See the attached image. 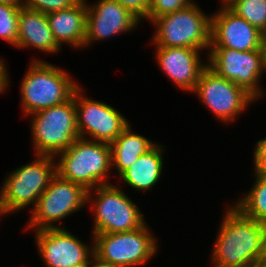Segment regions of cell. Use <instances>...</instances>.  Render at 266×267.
<instances>
[{"mask_svg":"<svg viewBox=\"0 0 266 267\" xmlns=\"http://www.w3.org/2000/svg\"><path fill=\"white\" fill-rule=\"evenodd\" d=\"M265 1V35H266V0H264Z\"/></svg>","mask_w":266,"mask_h":267,"instance_id":"obj_35","label":"cell"},{"mask_svg":"<svg viewBox=\"0 0 266 267\" xmlns=\"http://www.w3.org/2000/svg\"><path fill=\"white\" fill-rule=\"evenodd\" d=\"M79 0H24V7L45 14L67 9Z\"/></svg>","mask_w":266,"mask_h":267,"instance_id":"obj_25","label":"cell"},{"mask_svg":"<svg viewBox=\"0 0 266 267\" xmlns=\"http://www.w3.org/2000/svg\"><path fill=\"white\" fill-rule=\"evenodd\" d=\"M32 158L11 170L0 184V208L4 217L27 208L31 211L56 175L54 156L34 154Z\"/></svg>","mask_w":266,"mask_h":267,"instance_id":"obj_4","label":"cell"},{"mask_svg":"<svg viewBox=\"0 0 266 267\" xmlns=\"http://www.w3.org/2000/svg\"><path fill=\"white\" fill-rule=\"evenodd\" d=\"M262 52H263V65H264V72L266 74V35H264L263 44H262Z\"/></svg>","mask_w":266,"mask_h":267,"instance_id":"obj_33","label":"cell"},{"mask_svg":"<svg viewBox=\"0 0 266 267\" xmlns=\"http://www.w3.org/2000/svg\"><path fill=\"white\" fill-rule=\"evenodd\" d=\"M191 94H194L203 106L205 105L215 120L225 126L235 124L241 115L248 112L251 105L258 102L244 88L219 76L209 66L202 71Z\"/></svg>","mask_w":266,"mask_h":267,"instance_id":"obj_10","label":"cell"},{"mask_svg":"<svg viewBox=\"0 0 266 267\" xmlns=\"http://www.w3.org/2000/svg\"><path fill=\"white\" fill-rule=\"evenodd\" d=\"M66 228L31 231L44 267H86L94 255L93 236L88 244Z\"/></svg>","mask_w":266,"mask_h":267,"instance_id":"obj_13","label":"cell"},{"mask_svg":"<svg viewBox=\"0 0 266 267\" xmlns=\"http://www.w3.org/2000/svg\"><path fill=\"white\" fill-rule=\"evenodd\" d=\"M87 192L82 185L56 174L30 211L24 231L65 228L62 222L66 218L73 217L72 214L84 208L87 209Z\"/></svg>","mask_w":266,"mask_h":267,"instance_id":"obj_8","label":"cell"},{"mask_svg":"<svg viewBox=\"0 0 266 267\" xmlns=\"http://www.w3.org/2000/svg\"><path fill=\"white\" fill-rule=\"evenodd\" d=\"M86 0V36L84 49L97 42L108 41L119 35H128L141 26V21L114 0Z\"/></svg>","mask_w":266,"mask_h":267,"instance_id":"obj_14","label":"cell"},{"mask_svg":"<svg viewBox=\"0 0 266 267\" xmlns=\"http://www.w3.org/2000/svg\"><path fill=\"white\" fill-rule=\"evenodd\" d=\"M194 1L195 0H150L148 22L150 23L156 17L183 9Z\"/></svg>","mask_w":266,"mask_h":267,"instance_id":"obj_24","label":"cell"},{"mask_svg":"<svg viewBox=\"0 0 266 267\" xmlns=\"http://www.w3.org/2000/svg\"><path fill=\"white\" fill-rule=\"evenodd\" d=\"M16 48L35 49L52 55L62 52L53 37L47 14L25 7L19 12Z\"/></svg>","mask_w":266,"mask_h":267,"instance_id":"obj_18","label":"cell"},{"mask_svg":"<svg viewBox=\"0 0 266 267\" xmlns=\"http://www.w3.org/2000/svg\"><path fill=\"white\" fill-rule=\"evenodd\" d=\"M30 61L19 86L21 113L27 119L33 113L69 100L81 85L60 65L39 56H32Z\"/></svg>","mask_w":266,"mask_h":267,"instance_id":"obj_2","label":"cell"},{"mask_svg":"<svg viewBox=\"0 0 266 267\" xmlns=\"http://www.w3.org/2000/svg\"><path fill=\"white\" fill-rule=\"evenodd\" d=\"M0 4H5V5L23 8L24 7V0H0Z\"/></svg>","mask_w":266,"mask_h":267,"instance_id":"obj_30","label":"cell"},{"mask_svg":"<svg viewBox=\"0 0 266 267\" xmlns=\"http://www.w3.org/2000/svg\"><path fill=\"white\" fill-rule=\"evenodd\" d=\"M86 14V0H79L67 9L47 13L53 37L61 48L67 45L75 51H84Z\"/></svg>","mask_w":266,"mask_h":267,"instance_id":"obj_19","label":"cell"},{"mask_svg":"<svg viewBox=\"0 0 266 267\" xmlns=\"http://www.w3.org/2000/svg\"><path fill=\"white\" fill-rule=\"evenodd\" d=\"M55 161L57 175L82 185L87 191L114 183L110 181L114 179L108 143L79 137L70 148L58 153Z\"/></svg>","mask_w":266,"mask_h":267,"instance_id":"obj_3","label":"cell"},{"mask_svg":"<svg viewBox=\"0 0 266 267\" xmlns=\"http://www.w3.org/2000/svg\"><path fill=\"white\" fill-rule=\"evenodd\" d=\"M264 6V0H237L229 9L265 35Z\"/></svg>","mask_w":266,"mask_h":267,"instance_id":"obj_22","label":"cell"},{"mask_svg":"<svg viewBox=\"0 0 266 267\" xmlns=\"http://www.w3.org/2000/svg\"><path fill=\"white\" fill-rule=\"evenodd\" d=\"M253 171L266 174V136L256 141L252 155Z\"/></svg>","mask_w":266,"mask_h":267,"instance_id":"obj_27","label":"cell"},{"mask_svg":"<svg viewBox=\"0 0 266 267\" xmlns=\"http://www.w3.org/2000/svg\"><path fill=\"white\" fill-rule=\"evenodd\" d=\"M10 70H9V74H0V96L4 93L6 94V91L9 92L10 91Z\"/></svg>","mask_w":266,"mask_h":267,"instance_id":"obj_28","label":"cell"},{"mask_svg":"<svg viewBox=\"0 0 266 267\" xmlns=\"http://www.w3.org/2000/svg\"><path fill=\"white\" fill-rule=\"evenodd\" d=\"M154 34L149 46L188 47L208 55L211 46V12H205L197 0L173 13L150 22Z\"/></svg>","mask_w":266,"mask_h":267,"instance_id":"obj_5","label":"cell"},{"mask_svg":"<svg viewBox=\"0 0 266 267\" xmlns=\"http://www.w3.org/2000/svg\"><path fill=\"white\" fill-rule=\"evenodd\" d=\"M32 150L36 155L56 156L79 138L74 97L62 104L29 115ZM32 117V118H31Z\"/></svg>","mask_w":266,"mask_h":267,"instance_id":"obj_7","label":"cell"},{"mask_svg":"<svg viewBox=\"0 0 266 267\" xmlns=\"http://www.w3.org/2000/svg\"><path fill=\"white\" fill-rule=\"evenodd\" d=\"M3 217H4V215H3L2 211H1V208H0V221H3V220H2Z\"/></svg>","mask_w":266,"mask_h":267,"instance_id":"obj_37","label":"cell"},{"mask_svg":"<svg viewBox=\"0 0 266 267\" xmlns=\"http://www.w3.org/2000/svg\"><path fill=\"white\" fill-rule=\"evenodd\" d=\"M166 145L157 142L151 149L141 155L137 161L127 170H125L117 180L120 182L116 185L120 188L129 187L131 190H135L141 194L143 192H152L158 183L162 182V176L164 174V154L166 153ZM122 181V183H121ZM122 184L123 186H121ZM150 190V191H149Z\"/></svg>","mask_w":266,"mask_h":267,"instance_id":"obj_17","label":"cell"},{"mask_svg":"<svg viewBox=\"0 0 266 267\" xmlns=\"http://www.w3.org/2000/svg\"><path fill=\"white\" fill-rule=\"evenodd\" d=\"M129 124L122 133L110 144L112 157L113 178L119 177L129 169L137 159L151 149L157 141L150 140L144 135L137 133ZM116 175V176H115Z\"/></svg>","mask_w":266,"mask_h":267,"instance_id":"obj_20","label":"cell"},{"mask_svg":"<svg viewBox=\"0 0 266 267\" xmlns=\"http://www.w3.org/2000/svg\"><path fill=\"white\" fill-rule=\"evenodd\" d=\"M154 47L153 58L159 70L181 92L191 94L202 71L208 66V55L188 47Z\"/></svg>","mask_w":266,"mask_h":267,"instance_id":"obj_15","label":"cell"},{"mask_svg":"<svg viewBox=\"0 0 266 267\" xmlns=\"http://www.w3.org/2000/svg\"><path fill=\"white\" fill-rule=\"evenodd\" d=\"M9 65H7V61L4 60V57L2 58V55L0 56V74H9Z\"/></svg>","mask_w":266,"mask_h":267,"instance_id":"obj_31","label":"cell"},{"mask_svg":"<svg viewBox=\"0 0 266 267\" xmlns=\"http://www.w3.org/2000/svg\"><path fill=\"white\" fill-rule=\"evenodd\" d=\"M220 1V4L218 8H229L231 7L237 0H218Z\"/></svg>","mask_w":266,"mask_h":267,"instance_id":"obj_32","label":"cell"},{"mask_svg":"<svg viewBox=\"0 0 266 267\" xmlns=\"http://www.w3.org/2000/svg\"><path fill=\"white\" fill-rule=\"evenodd\" d=\"M132 199L116 183L88 190L86 206L93 216L91 236L140 228L147 220Z\"/></svg>","mask_w":266,"mask_h":267,"instance_id":"obj_6","label":"cell"},{"mask_svg":"<svg viewBox=\"0 0 266 267\" xmlns=\"http://www.w3.org/2000/svg\"><path fill=\"white\" fill-rule=\"evenodd\" d=\"M229 204L222 212L208 267H256L263 252L266 224Z\"/></svg>","mask_w":266,"mask_h":267,"instance_id":"obj_1","label":"cell"},{"mask_svg":"<svg viewBox=\"0 0 266 267\" xmlns=\"http://www.w3.org/2000/svg\"><path fill=\"white\" fill-rule=\"evenodd\" d=\"M208 66L219 76L244 88L257 101L266 99V88L261 82L265 76L262 50L210 48Z\"/></svg>","mask_w":266,"mask_h":267,"instance_id":"obj_11","label":"cell"},{"mask_svg":"<svg viewBox=\"0 0 266 267\" xmlns=\"http://www.w3.org/2000/svg\"><path fill=\"white\" fill-rule=\"evenodd\" d=\"M82 84L74 91L79 137L111 144L130 124L114 106L87 97Z\"/></svg>","mask_w":266,"mask_h":267,"instance_id":"obj_12","label":"cell"},{"mask_svg":"<svg viewBox=\"0 0 266 267\" xmlns=\"http://www.w3.org/2000/svg\"><path fill=\"white\" fill-rule=\"evenodd\" d=\"M152 231L146 221L132 231L95 234L94 255L117 267H144L151 259L157 258L154 256L160 250V241Z\"/></svg>","mask_w":266,"mask_h":267,"instance_id":"obj_9","label":"cell"},{"mask_svg":"<svg viewBox=\"0 0 266 267\" xmlns=\"http://www.w3.org/2000/svg\"><path fill=\"white\" fill-rule=\"evenodd\" d=\"M86 267H117L108 262L100 260L97 256L93 255Z\"/></svg>","mask_w":266,"mask_h":267,"instance_id":"obj_29","label":"cell"},{"mask_svg":"<svg viewBox=\"0 0 266 267\" xmlns=\"http://www.w3.org/2000/svg\"><path fill=\"white\" fill-rule=\"evenodd\" d=\"M260 263H266V231L263 237V252L260 259Z\"/></svg>","mask_w":266,"mask_h":267,"instance_id":"obj_34","label":"cell"},{"mask_svg":"<svg viewBox=\"0 0 266 267\" xmlns=\"http://www.w3.org/2000/svg\"><path fill=\"white\" fill-rule=\"evenodd\" d=\"M130 11L142 23H148L150 13V0H114Z\"/></svg>","mask_w":266,"mask_h":267,"instance_id":"obj_26","label":"cell"},{"mask_svg":"<svg viewBox=\"0 0 266 267\" xmlns=\"http://www.w3.org/2000/svg\"><path fill=\"white\" fill-rule=\"evenodd\" d=\"M256 267H266V263H259Z\"/></svg>","mask_w":266,"mask_h":267,"instance_id":"obj_36","label":"cell"},{"mask_svg":"<svg viewBox=\"0 0 266 267\" xmlns=\"http://www.w3.org/2000/svg\"><path fill=\"white\" fill-rule=\"evenodd\" d=\"M20 8L0 4V39L16 48Z\"/></svg>","mask_w":266,"mask_h":267,"instance_id":"obj_23","label":"cell"},{"mask_svg":"<svg viewBox=\"0 0 266 267\" xmlns=\"http://www.w3.org/2000/svg\"><path fill=\"white\" fill-rule=\"evenodd\" d=\"M253 184L231 203L244 215L266 224V174L252 172Z\"/></svg>","mask_w":266,"mask_h":267,"instance_id":"obj_21","label":"cell"},{"mask_svg":"<svg viewBox=\"0 0 266 267\" xmlns=\"http://www.w3.org/2000/svg\"><path fill=\"white\" fill-rule=\"evenodd\" d=\"M264 34L229 8L211 12L210 48H229L237 51L262 50Z\"/></svg>","mask_w":266,"mask_h":267,"instance_id":"obj_16","label":"cell"}]
</instances>
